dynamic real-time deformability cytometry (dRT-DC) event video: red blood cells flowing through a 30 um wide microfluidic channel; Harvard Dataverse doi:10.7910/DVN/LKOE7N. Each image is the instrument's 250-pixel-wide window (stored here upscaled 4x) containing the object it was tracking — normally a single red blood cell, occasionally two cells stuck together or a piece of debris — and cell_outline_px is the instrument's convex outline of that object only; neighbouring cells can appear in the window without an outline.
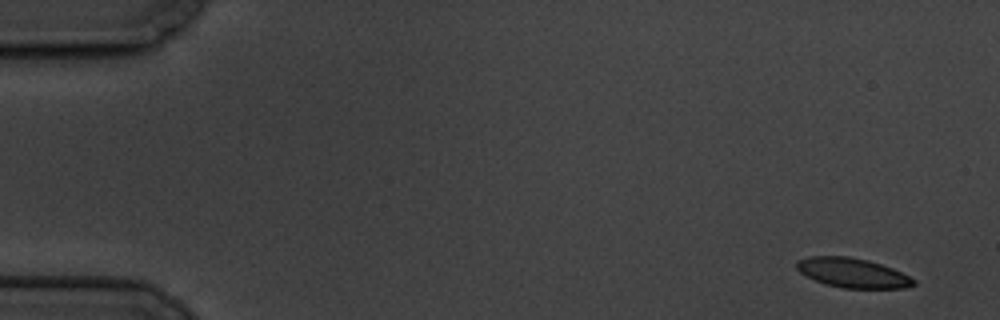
{"species": "common noctule bat (a hibernating species)", "species_latin": "Nyctalus noctula", "temperature_condition": "cold", "stored_images_in_passage": 6, "camera_frame_rate_fps": 3000, "um_per_image_px": 0.085, "animal": {"sex": "male", "body_mass_g": 19.5, "forearm_length_mm": 54.6}, "frame": {"image": 1, "passage_image": 1, "time_ms": 0.0, "image_size_px": [1000, 320], "cell_outline_px": [[916, 284], [904, 288], [840, 288], [824, 284], [800, 272], [796, 268], [796, 260], [808, 256], [848, 256], [868, 260], [892, 268], [916, 280]], "centroid_in_image_um": [72.44, 23.19], "position_along_channel_um": 12.6, "area_um2": 20.11}}
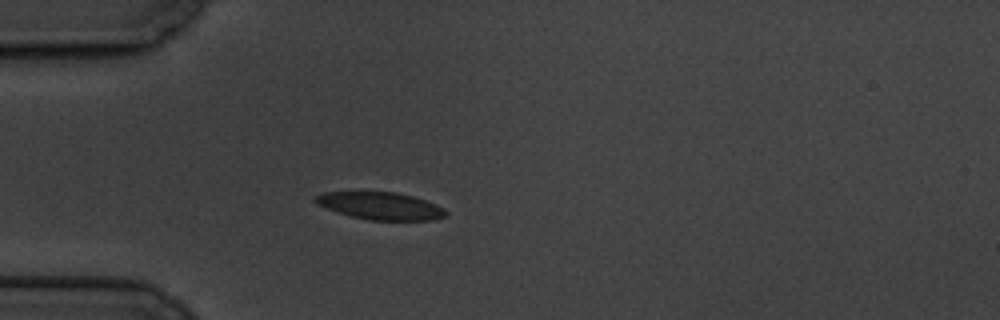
{"frame": {"image": 2, "passage_image": 5, "time_ms": 4.667, "image_size_px": [1000, 320], "cell_outline_px": [[448, 212], [444, 216], [432, 220], [368, 220], [336, 212], [316, 204], [312, 200], [316, 196], [324, 192], [396, 192], [412, 196], [436, 204], [444, 208]], "centroid_in_image_um": [32.32, 17.5], "position_along_channel_um": 52.7, "area_um2": 20.75}}